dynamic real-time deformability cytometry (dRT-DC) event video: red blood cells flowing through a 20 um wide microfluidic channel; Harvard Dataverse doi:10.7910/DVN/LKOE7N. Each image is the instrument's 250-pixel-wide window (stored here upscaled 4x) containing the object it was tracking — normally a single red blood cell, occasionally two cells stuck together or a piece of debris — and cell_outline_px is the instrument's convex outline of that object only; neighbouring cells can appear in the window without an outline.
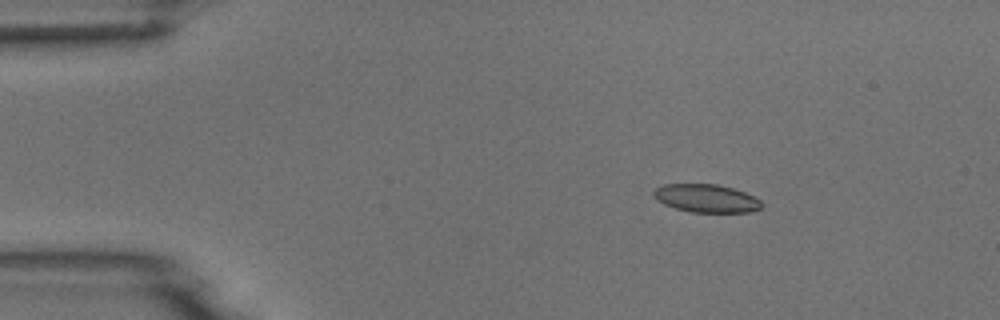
{"species": "common noctule bat (a hibernating species)", "species_latin": "Nyctalus noctula", "temperature_condition": "room temperature", "stored_images_in_passage": 3, "camera_frame_rate_fps": 3000, "um_per_image_px": 0.085, "animal": {"sex": "male", "body_mass_g": 18.8}, "frame": {"image": 1, "passage_image": 3, "time_ms": 3.667, "image_size_px": [1000, 320], "cell_outline_px": [[764, 204], [760, 208], [748, 212], [692, 212], [676, 208], [664, 204], [656, 200], [652, 196], [652, 192], [656, 188], [664, 184], [716, 184], [732, 188], [744, 192], [760, 200]], "centroid_in_image_um": [60.0, 16.85], "position_along_channel_um": 25.0, "area_um2": 17.63}}